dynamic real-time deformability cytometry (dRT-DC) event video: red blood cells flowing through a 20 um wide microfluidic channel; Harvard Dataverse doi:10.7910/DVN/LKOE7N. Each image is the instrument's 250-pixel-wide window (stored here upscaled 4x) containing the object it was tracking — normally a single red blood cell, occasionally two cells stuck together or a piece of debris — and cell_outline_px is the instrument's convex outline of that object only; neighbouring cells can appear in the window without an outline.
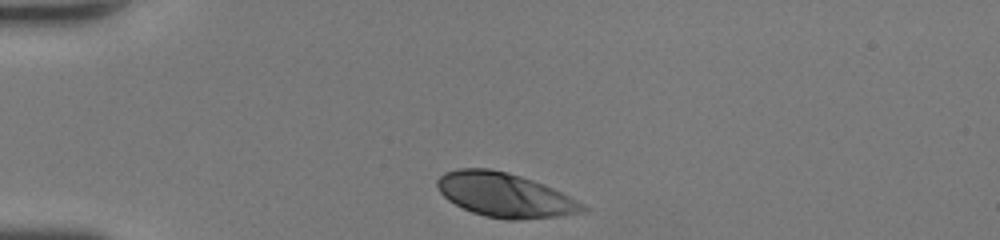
{"species": "human", "species_latin": "Homo sapiens", "temperature_condition": "room temperature", "stored_images_in_passage": 29, "camera_frame_rate_fps": 3000, "um_per_image_px": 0.085, "donor": {"sex": "female"}, "frame": {"image": 1, "passage_image": 1, "time_ms": 0.0, "image_size_px": [1000, 240], "cell_outline_px": [[592, 208], [588, 212], [560, 216], [520, 220], [508, 220], [484, 216], [472, 212], [448, 200], [440, 192], [436, 184], [436, 180], [444, 172], [460, 168], [488, 168], [508, 172], [544, 184]], "centroid_in_image_um": [42.94, 16.58], "position_along_channel_um": 42.1, "area_um2": 37.63}}
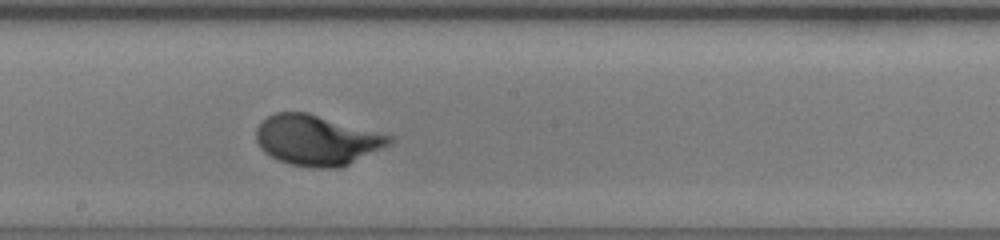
{"frame": {"image": 2, "passage_image": 16, "time_ms": 5.0, "image_size_px": [1000, 240], "cell_outline_px": [[392, 140], [388, 144], [340, 168], [312, 168], [288, 164], [276, 160], [264, 152], [260, 148], [256, 140], [256, 128], [268, 116], [276, 112], [308, 112], [392, 136]], "centroid_in_image_um": [26.85, 11.92], "position_along_channel_um": 221.3, "area_um2": 38.73}}
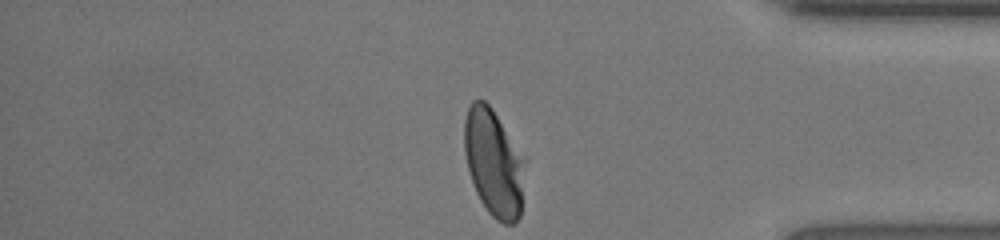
{"frame": {"image": 3, "passage_image": 29, "time_ms": 9.333, "image_size_px": [1000, 240], "cell_outline_px": [[528, 160], [520, 216], [516, 224], [504, 224], [496, 220], [488, 212], [480, 200], [476, 192], [468, 168], [464, 152], [464, 120], [468, 108], [472, 100], [484, 100], [492, 108]], "centroid_in_image_um": [42.02, 13.85], "position_along_channel_um": 393.2, "area_um2": 38.73}, "authors_computed_cell_mechanics": {"area_um2": 38.3792, "velocity_mm_per_s": 4.386, "shape_relaxation_time_tau1_ms": 1.8939, "shape_relaxation_time_tau2_ms": null, "deformation_change_tau1": 0.1512, "deformation_change_tau2": null}}